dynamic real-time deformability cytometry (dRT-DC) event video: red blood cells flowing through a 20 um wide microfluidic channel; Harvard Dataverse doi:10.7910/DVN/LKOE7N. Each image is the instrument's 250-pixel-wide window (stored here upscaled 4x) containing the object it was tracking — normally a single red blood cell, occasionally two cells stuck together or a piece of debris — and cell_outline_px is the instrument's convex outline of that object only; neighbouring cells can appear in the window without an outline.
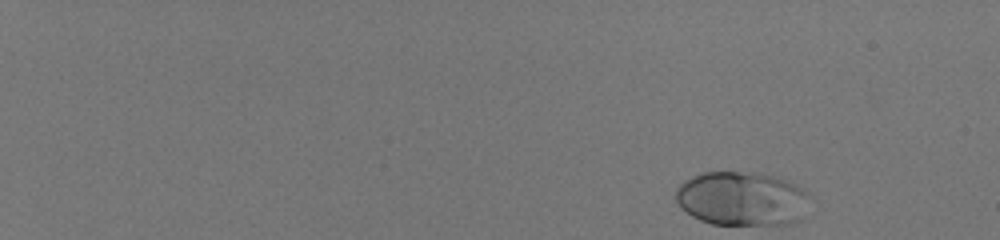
{"species": "human", "species_latin": "Homo sapiens", "temperature_condition": "room temperature", "stored_images_in_passage": 50, "camera_frame_rate_fps": 3000, "um_per_image_px": 0.085, "donor": {"sex": "male"}, "frame": {"image": 1, "passage_image": 1, "time_ms": 0.0, "image_size_px": [1000, 240], "cell_outline_px": [[804, 196], [800, 220], [796, 224], [712, 224], [700, 220], [692, 216], [680, 208], [676, 200], [676, 188], [684, 180], [700, 172], [760, 172], [796, 184], [804, 192]], "centroid_in_image_um": [62.95, 16.88], "position_along_channel_um": 22.1, "area_um2": 41.79}}
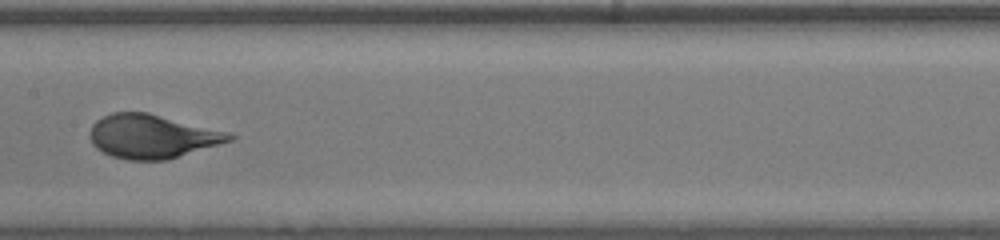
{"frame": {"image": 2, "passage_image": 29, "time_ms": 9.333, "image_size_px": [1000, 240], "cell_outline_px": [[236, 136], [232, 140], [168, 160], [128, 160], [112, 156], [96, 148], [92, 144], [88, 136], [88, 132], [92, 124], [96, 120], [112, 112], [148, 112], [228, 132]], "centroid_in_image_um": [12.88, 11.59], "position_along_channel_um": 194.5, "area_um2": 35.66}}
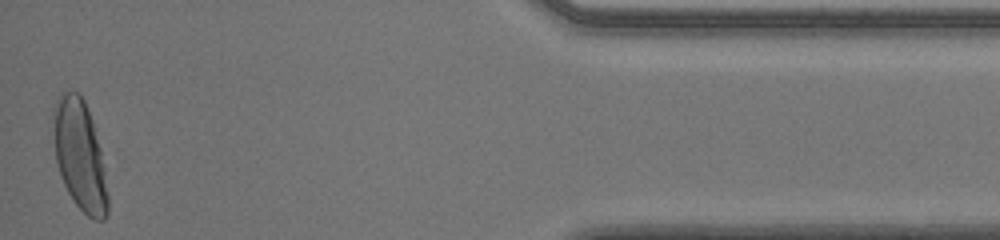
{"frame": {"image": 3, "passage_image": 50, "time_ms": 16.333, "image_size_px": [1000, 240], "cell_outline_px": [[108, 216], [104, 220], [96, 220], [88, 216], [72, 200], [64, 184], [56, 160], [52, 112], [52, 108], [60, 92], [80, 92], [84, 100], [92, 120], [100, 148], [104, 168], [108, 192]], "centroid_in_image_um": [6.78, 13.19], "position_along_channel_um": 428.4, "area_um2": 34.91}, "authors_computed_cell_mechanics": {"area_um2": 36.0094, "velocity_mm_per_s": 4.031, "shape_relaxation_time_tau1_ms": 3.945, "shape_relaxation_time_tau2_ms": null, "deformation_change_tau1": 0.2175, "deformation_change_tau2": null}}